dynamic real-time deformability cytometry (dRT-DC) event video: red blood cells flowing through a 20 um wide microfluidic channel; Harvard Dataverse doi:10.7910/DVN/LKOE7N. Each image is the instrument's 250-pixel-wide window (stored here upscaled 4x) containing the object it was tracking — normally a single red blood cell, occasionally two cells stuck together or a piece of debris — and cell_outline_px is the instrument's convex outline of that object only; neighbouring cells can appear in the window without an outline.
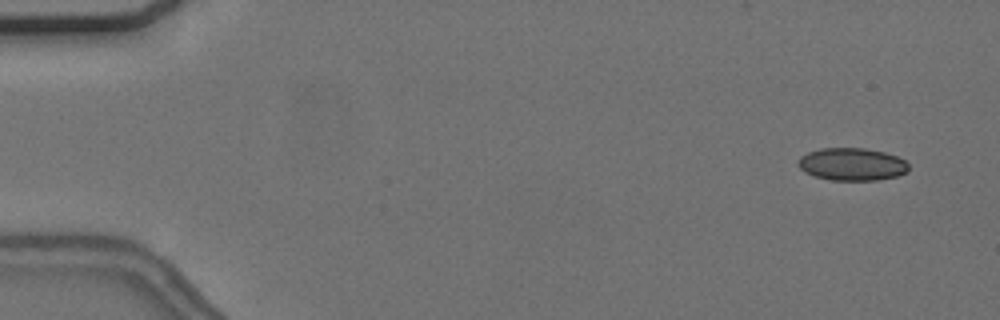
{"species": "common noctule bat (a hibernating species)", "species_latin": "Nyctalus noctula", "temperature_condition": "cold", "stored_images_in_passage": 56, "camera_frame_rate_fps": 3000, "um_per_image_px": 0.085, "animal": {"sex": "female", "body_mass_g": 24.6, "forearm_length_mm": 56.2}, "frame": {"image": 1, "passage_image": 4, "time_ms": 1.0, "image_size_px": [1000, 320], "cell_outline_px": [[908, 172], [896, 176], [876, 180], [832, 180], [816, 176], [804, 172], [796, 164], [796, 160], [800, 156], [808, 152], [820, 148], [864, 148], [884, 152], [896, 156], [904, 160], [908, 164]], "centroid_in_image_um": [72.38, 13.95], "position_along_channel_um": 12.6, "area_um2": 21.04}}
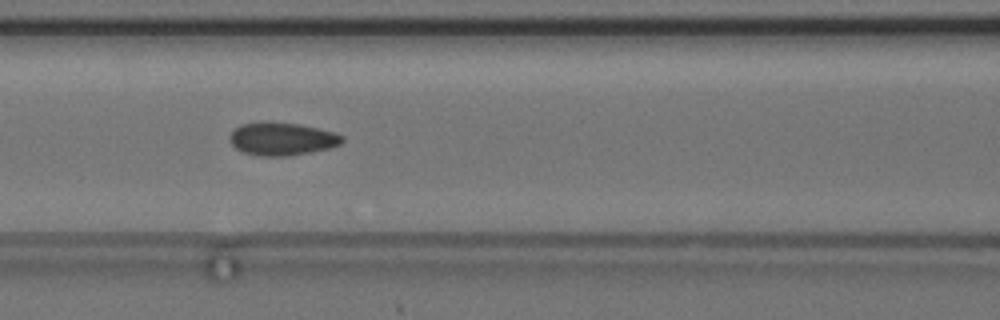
{"frame": {"image": 2, "passage_image": 25, "time_ms": 8.0, "image_size_px": [1000, 320], "cell_outline_px": [[344, 140], [340, 144], [328, 148], [288, 156], [260, 156], [240, 152], [228, 140], [228, 136], [240, 124], [264, 120], [300, 124], [336, 132], [344, 136]], "centroid_in_image_um": [23.93, 11.78], "position_along_channel_um": 142.7, "area_um2": 21.96}}
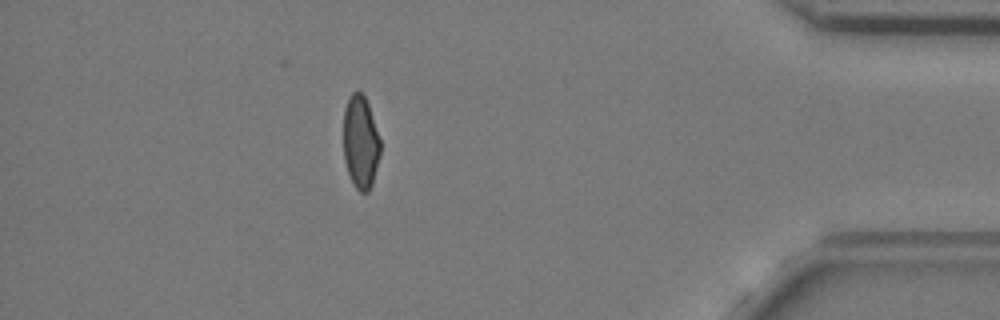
{"frame": {"image": 3, "passage_image": 50, "time_ms": 16.333, "image_size_px": [1000, 320], "cell_outline_px": [[380, 156], [372, 184], [368, 192], [360, 192], [356, 188], [348, 172], [344, 160], [344, 108], [352, 92], [360, 92], [364, 96], [368, 104], [380, 140]], "centroid_in_image_um": [30.65, 12.1], "position_along_channel_um": 404.6, "area_um2": 19.77}, "authors_computed_cell_mechanics": {"area_um2": 21.2415, "velocity_mm_per_s": 3.6885, "shape_relaxation_time_tau1_ms": null, "shape_relaxation_time_tau2_ms": 1.7239, "deformation_change_tau1": null, "deformation_change_tau2": 0.0646}}